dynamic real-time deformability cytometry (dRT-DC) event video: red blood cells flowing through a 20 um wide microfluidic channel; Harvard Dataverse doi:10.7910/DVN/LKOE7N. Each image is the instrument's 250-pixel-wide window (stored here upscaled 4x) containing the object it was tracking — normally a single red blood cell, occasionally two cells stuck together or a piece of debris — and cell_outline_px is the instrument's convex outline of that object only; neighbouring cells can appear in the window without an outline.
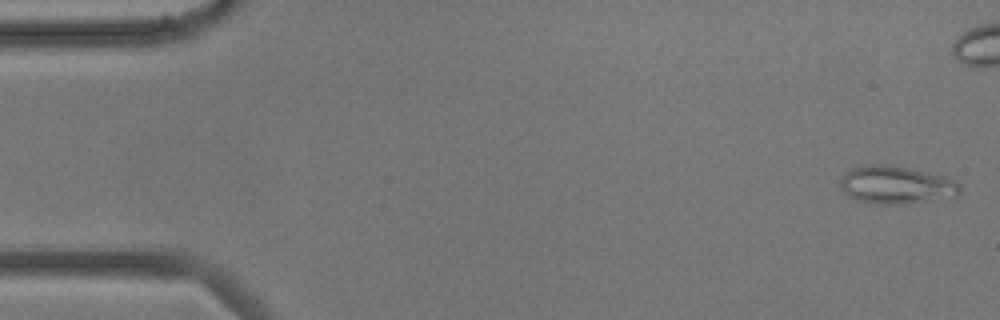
{"species": "common noctule bat (a hibernating species)", "species_latin": "Nyctalus noctula", "temperature_condition": "cold", "stored_images_in_passage": 56, "camera_frame_rate_fps": 3000, "um_per_image_px": 0.085, "animal": {"sex": "male", "body_mass_g": 17.9, "forearm_length_mm": 54.2}, "frame": {"image": 1, "passage_image": 2, "time_ms": 0.333, "image_size_px": [1000, 320], "cell_outline_px": [[960, 192], [956, 196], [904, 204], [876, 204], [856, 200], [848, 196], [844, 192], [840, 184], [840, 176], [844, 172], [852, 168], [864, 164], [888, 164], [928, 172], [944, 176], [956, 180], [960, 184]], "centroid_in_image_um": [76.14, 15.71], "position_along_channel_um": 8.9, "area_um2": 26.65}}
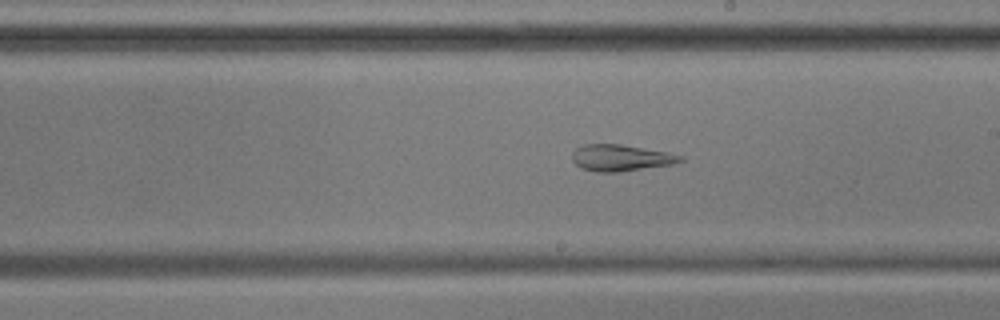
{"frame": {"image": 2, "passage_image": 31, "time_ms": 10.0, "image_size_px": [1000, 320], "cell_outline_px": [[684, 160], [672, 164], [620, 172], [596, 172], [580, 168], [572, 160], [572, 152], [576, 148], [584, 144], [620, 144], [668, 152], [684, 156]], "centroid_in_image_um": [52.75, 13.42], "position_along_channel_um": 236.2, "area_um2": 16.76}}
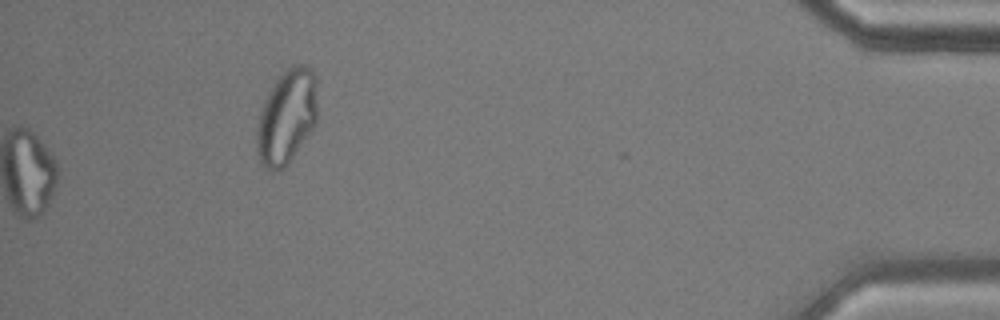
{"frame": {"image": 3, "passage_image": 56, "time_ms": 18.333, "image_size_px": [1000, 320], "cell_outline_px": [[316, 124], [292, 156], [280, 168], [272, 172], [264, 168], [256, 152], [256, 128], [260, 112], [276, 80], [292, 64], [304, 64], [312, 68], [316, 76]], "centroid_in_image_um": [24.37, 9.9], "position_along_channel_um": 410.8, "area_um2": 32.89}, "authors_computed_cell_mechanics": {"area_um2": 23.4668, "velocity_mm_per_s": 3.5917, "shape_relaxation_time_tau1_ms": null, "shape_relaxation_time_tau2_ms": 2.4294, "deformation_change_tau1": null, "deformation_change_tau2": 0.1015}}